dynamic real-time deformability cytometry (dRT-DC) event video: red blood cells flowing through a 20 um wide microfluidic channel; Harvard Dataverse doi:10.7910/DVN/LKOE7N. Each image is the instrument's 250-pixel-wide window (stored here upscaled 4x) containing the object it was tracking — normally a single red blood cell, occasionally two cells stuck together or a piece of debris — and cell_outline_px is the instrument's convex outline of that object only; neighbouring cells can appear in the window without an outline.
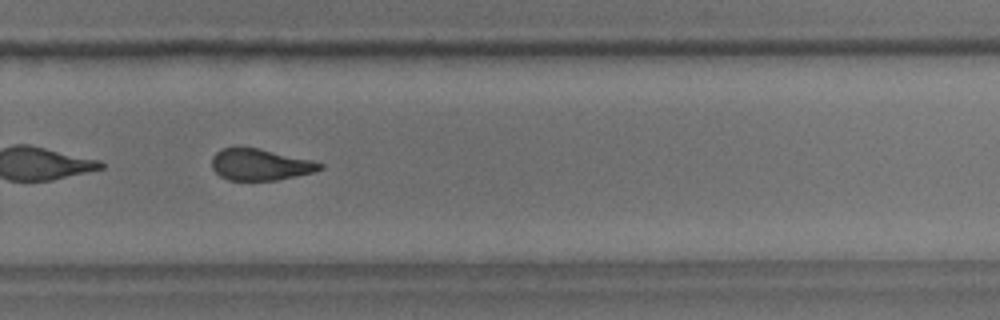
{"species": "common noctule bat (a hibernating species)", "species_latin": "Nyctalus noctula", "temperature_condition": "room temperature", "stored_images_in_passage": 54, "camera_frame_rate_fps": 3000, "um_per_image_px": 0.085, "animal": {"sex": "male", "body_mass_g": 18.8}, "frame": {"image": 1, "passage_image": 36, "time_ms": 11.667, "image_size_px": [1000, 320], "cell_outline_px": [[324, 168], [312, 172], [276, 180], [228, 180], [220, 176], [212, 168], [212, 156], [220, 148], [236, 144], [256, 148], [312, 160], [324, 164]], "centroid_in_image_um": [22.04, 13.96], "position_along_channel_um": 307.8, "area_um2": 20.06}, "authors_computed_cell_mechanics": {"area_um2": 21.1259, "velocity_mm_per_s": 3.7316, "shape_relaxation_time_tau1_ms": 5.4556, "shape_relaxation_time_tau2_ms": 2.605, "deformation_change_tau1": 0.148, "deformation_change_tau2": 0.1072}}